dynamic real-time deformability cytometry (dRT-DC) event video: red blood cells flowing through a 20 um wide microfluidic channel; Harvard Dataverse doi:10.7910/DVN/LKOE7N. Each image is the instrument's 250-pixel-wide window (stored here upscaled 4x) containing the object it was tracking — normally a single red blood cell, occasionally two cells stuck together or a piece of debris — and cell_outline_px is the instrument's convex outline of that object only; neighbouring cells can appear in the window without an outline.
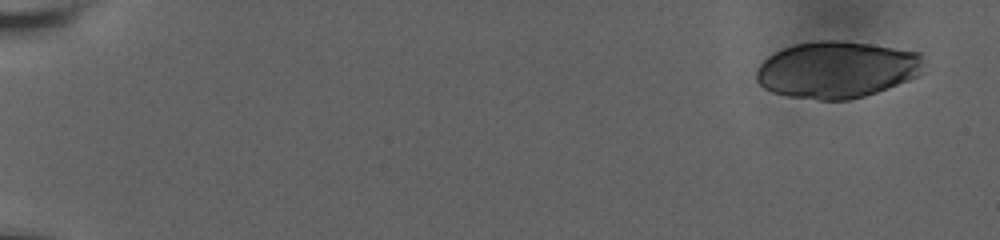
{"species": "human", "species_latin": "Homo sapiens", "temperature_condition": "room temperature", "stored_images_in_passage": 30, "camera_frame_rate_fps": 3000, "um_per_image_px": 0.085, "donor": {"sex": "male"}, "frame": {"image": 1, "passage_image": 1, "time_ms": 0.0, "image_size_px": [1000, 240], "cell_outline_px": [[924, 72], [920, 76], [876, 92], [864, 96], [848, 100], [820, 100], [788, 96], [772, 92], [764, 88], [756, 80], [756, 72], [760, 64], [768, 56], [784, 48], [796, 44], [820, 40], [844, 40], [920, 52]], "centroid_in_image_um": [71.14, 5.92], "position_along_channel_um": 13.9, "area_um2": 55.43}}